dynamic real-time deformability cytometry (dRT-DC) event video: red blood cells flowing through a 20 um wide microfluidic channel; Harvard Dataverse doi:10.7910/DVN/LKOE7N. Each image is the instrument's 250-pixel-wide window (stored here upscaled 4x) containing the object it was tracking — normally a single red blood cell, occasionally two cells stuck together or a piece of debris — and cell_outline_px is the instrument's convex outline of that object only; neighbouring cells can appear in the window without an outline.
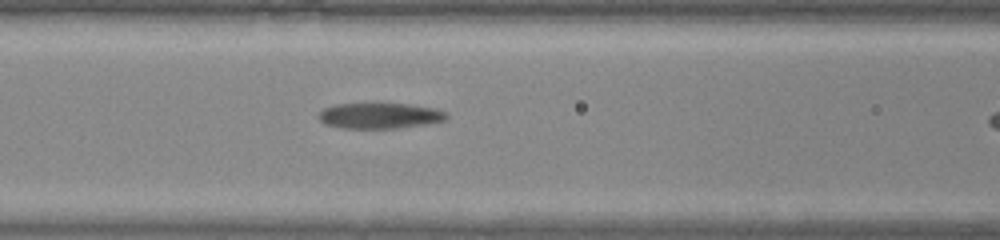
{"species": "common noctule bat (a hibernating species)", "species_latin": "Nyctalus noctula", "temperature_condition": "warm", "stored_images_in_passage": 14, "camera_frame_rate_fps": 3000, "um_per_image_px": 0.085, "animal": {"sex": "male", "body_mass_g": 20.0, "forearm_length_mm": 53.3}, "frame": {"image": 1, "passage_image": 10, "time_ms": 3.0, "image_size_px": [1000, 240], "cell_outline_px": [[448, 116], [444, 120], [428, 124], [396, 128], [344, 128], [328, 124], [320, 120], [316, 116], [324, 108], [336, 104], [372, 100], [376, 100], [408, 104], [436, 108], [448, 112]], "centroid_in_image_um": [32.28, 9.77], "position_along_channel_um": 134.3, "area_um2": 20.11}}